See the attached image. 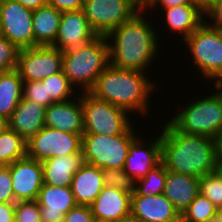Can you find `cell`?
Wrapping results in <instances>:
<instances>
[{
  "label": "cell",
  "mask_w": 222,
  "mask_h": 222,
  "mask_svg": "<svg viewBox=\"0 0 222 222\" xmlns=\"http://www.w3.org/2000/svg\"><path fill=\"white\" fill-rule=\"evenodd\" d=\"M144 9L122 23L105 37L109 47V63L115 68L148 73L153 60L159 58L158 30L147 19ZM146 16V17H145ZM150 66V67H149Z\"/></svg>",
  "instance_id": "obj_1"
},
{
  "label": "cell",
  "mask_w": 222,
  "mask_h": 222,
  "mask_svg": "<svg viewBox=\"0 0 222 222\" xmlns=\"http://www.w3.org/2000/svg\"><path fill=\"white\" fill-rule=\"evenodd\" d=\"M161 128V162L166 170L198 178L218 170L212 138L180 132L168 120Z\"/></svg>",
  "instance_id": "obj_2"
},
{
  "label": "cell",
  "mask_w": 222,
  "mask_h": 222,
  "mask_svg": "<svg viewBox=\"0 0 222 222\" xmlns=\"http://www.w3.org/2000/svg\"><path fill=\"white\" fill-rule=\"evenodd\" d=\"M147 74L136 70L115 68L109 64L97 77L89 93L130 114L137 113L146 118L151 112L150 96L157 89V82Z\"/></svg>",
  "instance_id": "obj_3"
},
{
  "label": "cell",
  "mask_w": 222,
  "mask_h": 222,
  "mask_svg": "<svg viewBox=\"0 0 222 222\" xmlns=\"http://www.w3.org/2000/svg\"><path fill=\"white\" fill-rule=\"evenodd\" d=\"M109 64L105 36H97L82 47L63 51L62 71L76 91L78 87L81 92H89Z\"/></svg>",
  "instance_id": "obj_4"
},
{
  "label": "cell",
  "mask_w": 222,
  "mask_h": 222,
  "mask_svg": "<svg viewBox=\"0 0 222 222\" xmlns=\"http://www.w3.org/2000/svg\"><path fill=\"white\" fill-rule=\"evenodd\" d=\"M197 97L168 120L178 131L214 138L222 129V98L214 91Z\"/></svg>",
  "instance_id": "obj_5"
},
{
  "label": "cell",
  "mask_w": 222,
  "mask_h": 222,
  "mask_svg": "<svg viewBox=\"0 0 222 222\" xmlns=\"http://www.w3.org/2000/svg\"><path fill=\"white\" fill-rule=\"evenodd\" d=\"M132 124L123 134L114 136L84 133L81 151L84 163L98 168L123 169L130 144L138 137Z\"/></svg>",
  "instance_id": "obj_6"
},
{
  "label": "cell",
  "mask_w": 222,
  "mask_h": 222,
  "mask_svg": "<svg viewBox=\"0 0 222 222\" xmlns=\"http://www.w3.org/2000/svg\"><path fill=\"white\" fill-rule=\"evenodd\" d=\"M183 43L190 52L193 66L197 73H202L204 80L213 82L222 74V29L204 21Z\"/></svg>",
  "instance_id": "obj_7"
},
{
  "label": "cell",
  "mask_w": 222,
  "mask_h": 222,
  "mask_svg": "<svg viewBox=\"0 0 222 222\" xmlns=\"http://www.w3.org/2000/svg\"><path fill=\"white\" fill-rule=\"evenodd\" d=\"M81 105L84 133L114 136L123 134L133 124L128 111L100 100L89 92H81Z\"/></svg>",
  "instance_id": "obj_8"
},
{
  "label": "cell",
  "mask_w": 222,
  "mask_h": 222,
  "mask_svg": "<svg viewBox=\"0 0 222 222\" xmlns=\"http://www.w3.org/2000/svg\"><path fill=\"white\" fill-rule=\"evenodd\" d=\"M143 9L139 0H83V12L97 36H106Z\"/></svg>",
  "instance_id": "obj_9"
},
{
  "label": "cell",
  "mask_w": 222,
  "mask_h": 222,
  "mask_svg": "<svg viewBox=\"0 0 222 222\" xmlns=\"http://www.w3.org/2000/svg\"><path fill=\"white\" fill-rule=\"evenodd\" d=\"M82 136L45 126L26 141L27 157L38 162L82 153Z\"/></svg>",
  "instance_id": "obj_10"
},
{
  "label": "cell",
  "mask_w": 222,
  "mask_h": 222,
  "mask_svg": "<svg viewBox=\"0 0 222 222\" xmlns=\"http://www.w3.org/2000/svg\"><path fill=\"white\" fill-rule=\"evenodd\" d=\"M63 51L52 46L20 49L16 70L23 81H42L62 71Z\"/></svg>",
  "instance_id": "obj_11"
},
{
  "label": "cell",
  "mask_w": 222,
  "mask_h": 222,
  "mask_svg": "<svg viewBox=\"0 0 222 222\" xmlns=\"http://www.w3.org/2000/svg\"><path fill=\"white\" fill-rule=\"evenodd\" d=\"M33 11L14 0H0V35L17 48L34 47Z\"/></svg>",
  "instance_id": "obj_12"
},
{
  "label": "cell",
  "mask_w": 222,
  "mask_h": 222,
  "mask_svg": "<svg viewBox=\"0 0 222 222\" xmlns=\"http://www.w3.org/2000/svg\"><path fill=\"white\" fill-rule=\"evenodd\" d=\"M11 172L14 203L37 200L44 184L42 162L28 158L16 160L8 165Z\"/></svg>",
  "instance_id": "obj_13"
},
{
  "label": "cell",
  "mask_w": 222,
  "mask_h": 222,
  "mask_svg": "<svg viewBox=\"0 0 222 222\" xmlns=\"http://www.w3.org/2000/svg\"><path fill=\"white\" fill-rule=\"evenodd\" d=\"M97 37L91 29L83 10L62 12L58 34L51 45L61 51L82 47Z\"/></svg>",
  "instance_id": "obj_14"
},
{
  "label": "cell",
  "mask_w": 222,
  "mask_h": 222,
  "mask_svg": "<svg viewBox=\"0 0 222 222\" xmlns=\"http://www.w3.org/2000/svg\"><path fill=\"white\" fill-rule=\"evenodd\" d=\"M139 135L129 146L123 170L135 180L143 178L161 162V135L147 142Z\"/></svg>",
  "instance_id": "obj_15"
},
{
  "label": "cell",
  "mask_w": 222,
  "mask_h": 222,
  "mask_svg": "<svg viewBox=\"0 0 222 222\" xmlns=\"http://www.w3.org/2000/svg\"><path fill=\"white\" fill-rule=\"evenodd\" d=\"M45 126L82 136L84 134V119L81 92L73 99L55 102L47 107L45 109Z\"/></svg>",
  "instance_id": "obj_16"
},
{
  "label": "cell",
  "mask_w": 222,
  "mask_h": 222,
  "mask_svg": "<svg viewBox=\"0 0 222 222\" xmlns=\"http://www.w3.org/2000/svg\"><path fill=\"white\" fill-rule=\"evenodd\" d=\"M41 222H63L65 214L77 205L71 186L43 184L37 198Z\"/></svg>",
  "instance_id": "obj_17"
},
{
  "label": "cell",
  "mask_w": 222,
  "mask_h": 222,
  "mask_svg": "<svg viewBox=\"0 0 222 222\" xmlns=\"http://www.w3.org/2000/svg\"><path fill=\"white\" fill-rule=\"evenodd\" d=\"M96 222H114L130 216L131 195L113 187L104 186L90 205Z\"/></svg>",
  "instance_id": "obj_18"
},
{
  "label": "cell",
  "mask_w": 222,
  "mask_h": 222,
  "mask_svg": "<svg viewBox=\"0 0 222 222\" xmlns=\"http://www.w3.org/2000/svg\"><path fill=\"white\" fill-rule=\"evenodd\" d=\"M130 215L138 222H166L182 218L163 194L131 196Z\"/></svg>",
  "instance_id": "obj_19"
},
{
  "label": "cell",
  "mask_w": 222,
  "mask_h": 222,
  "mask_svg": "<svg viewBox=\"0 0 222 222\" xmlns=\"http://www.w3.org/2000/svg\"><path fill=\"white\" fill-rule=\"evenodd\" d=\"M46 107L22 98L7 120V126L28 141L45 127Z\"/></svg>",
  "instance_id": "obj_20"
},
{
  "label": "cell",
  "mask_w": 222,
  "mask_h": 222,
  "mask_svg": "<svg viewBox=\"0 0 222 222\" xmlns=\"http://www.w3.org/2000/svg\"><path fill=\"white\" fill-rule=\"evenodd\" d=\"M198 177L166 170L163 195L174 205L179 215L187 210L189 204L199 194Z\"/></svg>",
  "instance_id": "obj_21"
},
{
  "label": "cell",
  "mask_w": 222,
  "mask_h": 222,
  "mask_svg": "<svg viewBox=\"0 0 222 222\" xmlns=\"http://www.w3.org/2000/svg\"><path fill=\"white\" fill-rule=\"evenodd\" d=\"M104 184L102 168L84 163L73 175L71 189L77 205L90 206L101 193Z\"/></svg>",
  "instance_id": "obj_22"
},
{
  "label": "cell",
  "mask_w": 222,
  "mask_h": 222,
  "mask_svg": "<svg viewBox=\"0 0 222 222\" xmlns=\"http://www.w3.org/2000/svg\"><path fill=\"white\" fill-rule=\"evenodd\" d=\"M84 164L83 154L75 153L53 157L42 162L44 184L69 187L73 175Z\"/></svg>",
  "instance_id": "obj_23"
},
{
  "label": "cell",
  "mask_w": 222,
  "mask_h": 222,
  "mask_svg": "<svg viewBox=\"0 0 222 222\" xmlns=\"http://www.w3.org/2000/svg\"><path fill=\"white\" fill-rule=\"evenodd\" d=\"M164 19L167 25L166 30L169 32L179 34L182 36L181 40L184 41L189 37L204 21V12L194 4H183L163 9ZM181 35V36H180Z\"/></svg>",
  "instance_id": "obj_24"
},
{
  "label": "cell",
  "mask_w": 222,
  "mask_h": 222,
  "mask_svg": "<svg viewBox=\"0 0 222 222\" xmlns=\"http://www.w3.org/2000/svg\"><path fill=\"white\" fill-rule=\"evenodd\" d=\"M62 12L45 5L33 11L34 47L51 46L57 37Z\"/></svg>",
  "instance_id": "obj_25"
},
{
  "label": "cell",
  "mask_w": 222,
  "mask_h": 222,
  "mask_svg": "<svg viewBox=\"0 0 222 222\" xmlns=\"http://www.w3.org/2000/svg\"><path fill=\"white\" fill-rule=\"evenodd\" d=\"M23 84L16 69L0 72V117L6 121L23 98Z\"/></svg>",
  "instance_id": "obj_26"
},
{
  "label": "cell",
  "mask_w": 222,
  "mask_h": 222,
  "mask_svg": "<svg viewBox=\"0 0 222 222\" xmlns=\"http://www.w3.org/2000/svg\"><path fill=\"white\" fill-rule=\"evenodd\" d=\"M26 156V140L6 126L0 133V162L8 166Z\"/></svg>",
  "instance_id": "obj_27"
},
{
  "label": "cell",
  "mask_w": 222,
  "mask_h": 222,
  "mask_svg": "<svg viewBox=\"0 0 222 222\" xmlns=\"http://www.w3.org/2000/svg\"><path fill=\"white\" fill-rule=\"evenodd\" d=\"M166 182V167L160 162L143 178L136 180L135 193L131 196H155L163 194Z\"/></svg>",
  "instance_id": "obj_28"
},
{
  "label": "cell",
  "mask_w": 222,
  "mask_h": 222,
  "mask_svg": "<svg viewBox=\"0 0 222 222\" xmlns=\"http://www.w3.org/2000/svg\"><path fill=\"white\" fill-rule=\"evenodd\" d=\"M42 81L46 83L47 97H51L54 102L68 101L79 95V92L75 91L76 89L71 85L63 71L51 75Z\"/></svg>",
  "instance_id": "obj_29"
},
{
  "label": "cell",
  "mask_w": 222,
  "mask_h": 222,
  "mask_svg": "<svg viewBox=\"0 0 222 222\" xmlns=\"http://www.w3.org/2000/svg\"><path fill=\"white\" fill-rule=\"evenodd\" d=\"M217 207L200 193L183 213V222H203L216 218Z\"/></svg>",
  "instance_id": "obj_30"
},
{
  "label": "cell",
  "mask_w": 222,
  "mask_h": 222,
  "mask_svg": "<svg viewBox=\"0 0 222 222\" xmlns=\"http://www.w3.org/2000/svg\"><path fill=\"white\" fill-rule=\"evenodd\" d=\"M199 193L216 207L222 206V174L217 170L200 177Z\"/></svg>",
  "instance_id": "obj_31"
},
{
  "label": "cell",
  "mask_w": 222,
  "mask_h": 222,
  "mask_svg": "<svg viewBox=\"0 0 222 222\" xmlns=\"http://www.w3.org/2000/svg\"><path fill=\"white\" fill-rule=\"evenodd\" d=\"M102 174L105 186L117 188L130 195L135 193L136 180L123 169L102 168Z\"/></svg>",
  "instance_id": "obj_32"
},
{
  "label": "cell",
  "mask_w": 222,
  "mask_h": 222,
  "mask_svg": "<svg viewBox=\"0 0 222 222\" xmlns=\"http://www.w3.org/2000/svg\"><path fill=\"white\" fill-rule=\"evenodd\" d=\"M23 98L35 101L46 108L55 103L51 97H47L46 83L43 81H24Z\"/></svg>",
  "instance_id": "obj_33"
},
{
  "label": "cell",
  "mask_w": 222,
  "mask_h": 222,
  "mask_svg": "<svg viewBox=\"0 0 222 222\" xmlns=\"http://www.w3.org/2000/svg\"><path fill=\"white\" fill-rule=\"evenodd\" d=\"M14 222H41L40 206L38 201H16Z\"/></svg>",
  "instance_id": "obj_34"
},
{
  "label": "cell",
  "mask_w": 222,
  "mask_h": 222,
  "mask_svg": "<svg viewBox=\"0 0 222 222\" xmlns=\"http://www.w3.org/2000/svg\"><path fill=\"white\" fill-rule=\"evenodd\" d=\"M19 48L0 35V72L16 69Z\"/></svg>",
  "instance_id": "obj_35"
},
{
  "label": "cell",
  "mask_w": 222,
  "mask_h": 222,
  "mask_svg": "<svg viewBox=\"0 0 222 222\" xmlns=\"http://www.w3.org/2000/svg\"><path fill=\"white\" fill-rule=\"evenodd\" d=\"M0 203H14L12 178L9 166L0 168Z\"/></svg>",
  "instance_id": "obj_36"
},
{
  "label": "cell",
  "mask_w": 222,
  "mask_h": 222,
  "mask_svg": "<svg viewBox=\"0 0 222 222\" xmlns=\"http://www.w3.org/2000/svg\"><path fill=\"white\" fill-rule=\"evenodd\" d=\"M63 222H96L90 206L76 205L64 216Z\"/></svg>",
  "instance_id": "obj_37"
},
{
  "label": "cell",
  "mask_w": 222,
  "mask_h": 222,
  "mask_svg": "<svg viewBox=\"0 0 222 222\" xmlns=\"http://www.w3.org/2000/svg\"><path fill=\"white\" fill-rule=\"evenodd\" d=\"M205 22L214 28L222 29V0H218L205 13ZM210 19L208 21V18Z\"/></svg>",
  "instance_id": "obj_38"
},
{
  "label": "cell",
  "mask_w": 222,
  "mask_h": 222,
  "mask_svg": "<svg viewBox=\"0 0 222 222\" xmlns=\"http://www.w3.org/2000/svg\"><path fill=\"white\" fill-rule=\"evenodd\" d=\"M183 4H191V3H189L187 0H145V2L143 3V9L146 11L153 12V9L156 10L159 7H160L159 10H163L166 8L180 6Z\"/></svg>",
  "instance_id": "obj_39"
},
{
  "label": "cell",
  "mask_w": 222,
  "mask_h": 222,
  "mask_svg": "<svg viewBox=\"0 0 222 222\" xmlns=\"http://www.w3.org/2000/svg\"><path fill=\"white\" fill-rule=\"evenodd\" d=\"M47 5L55 7L57 10L77 11L83 8V0H46Z\"/></svg>",
  "instance_id": "obj_40"
},
{
  "label": "cell",
  "mask_w": 222,
  "mask_h": 222,
  "mask_svg": "<svg viewBox=\"0 0 222 222\" xmlns=\"http://www.w3.org/2000/svg\"><path fill=\"white\" fill-rule=\"evenodd\" d=\"M15 203H0V222H14Z\"/></svg>",
  "instance_id": "obj_41"
},
{
  "label": "cell",
  "mask_w": 222,
  "mask_h": 222,
  "mask_svg": "<svg viewBox=\"0 0 222 222\" xmlns=\"http://www.w3.org/2000/svg\"><path fill=\"white\" fill-rule=\"evenodd\" d=\"M215 145V156L217 165H222V129L217 133V135L213 138Z\"/></svg>",
  "instance_id": "obj_42"
},
{
  "label": "cell",
  "mask_w": 222,
  "mask_h": 222,
  "mask_svg": "<svg viewBox=\"0 0 222 222\" xmlns=\"http://www.w3.org/2000/svg\"><path fill=\"white\" fill-rule=\"evenodd\" d=\"M32 11L47 5L46 0H14Z\"/></svg>",
  "instance_id": "obj_43"
},
{
  "label": "cell",
  "mask_w": 222,
  "mask_h": 222,
  "mask_svg": "<svg viewBox=\"0 0 222 222\" xmlns=\"http://www.w3.org/2000/svg\"><path fill=\"white\" fill-rule=\"evenodd\" d=\"M211 83H214L216 93L222 98V74L218 75Z\"/></svg>",
  "instance_id": "obj_44"
},
{
  "label": "cell",
  "mask_w": 222,
  "mask_h": 222,
  "mask_svg": "<svg viewBox=\"0 0 222 222\" xmlns=\"http://www.w3.org/2000/svg\"><path fill=\"white\" fill-rule=\"evenodd\" d=\"M218 0H202V11L205 13L211 8Z\"/></svg>",
  "instance_id": "obj_45"
},
{
  "label": "cell",
  "mask_w": 222,
  "mask_h": 222,
  "mask_svg": "<svg viewBox=\"0 0 222 222\" xmlns=\"http://www.w3.org/2000/svg\"><path fill=\"white\" fill-rule=\"evenodd\" d=\"M114 222H138L133 216H128L122 219H119L118 221H114Z\"/></svg>",
  "instance_id": "obj_46"
},
{
  "label": "cell",
  "mask_w": 222,
  "mask_h": 222,
  "mask_svg": "<svg viewBox=\"0 0 222 222\" xmlns=\"http://www.w3.org/2000/svg\"><path fill=\"white\" fill-rule=\"evenodd\" d=\"M216 220L217 222H222V206L217 207Z\"/></svg>",
  "instance_id": "obj_47"
},
{
  "label": "cell",
  "mask_w": 222,
  "mask_h": 222,
  "mask_svg": "<svg viewBox=\"0 0 222 222\" xmlns=\"http://www.w3.org/2000/svg\"><path fill=\"white\" fill-rule=\"evenodd\" d=\"M7 126V121L0 117V133L6 128Z\"/></svg>",
  "instance_id": "obj_48"
},
{
  "label": "cell",
  "mask_w": 222,
  "mask_h": 222,
  "mask_svg": "<svg viewBox=\"0 0 222 222\" xmlns=\"http://www.w3.org/2000/svg\"><path fill=\"white\" fill-rule=\"evenodd\" d=\"M189 3L198 6L202 10V0H187Z\"/></svg>",
  "instance_id": "obj_49"
},
{
  "label": "cell",
  "mask_w": 222,
  "mask_h": 222,
  "mask_svg": "<svg viewBox=\"0 0 222 222\" xmlns=\"http://www.w3.org/2000/svg\"><path fill=\"white\" fill-rule=\"evenodd\" d=\"M166 222H183V219L182 218H175V219H172V220H169Z\"/></svg>",
  "instance_id": "obj_50"
},
{
  "label": "cell",
  "mask_w": 222,
  "mask_h": 222,
  "mask_svg": "<svg viewBox=\"0 0 222 222\" xmlns=\"http://www.w3.org/2000/svg\"><path fill=\"white\" fill-rule=\"evenodd\" d=\"M203 222H217L216 218L208 220V221H203Z\"/></svg>",
  "instance_id": "obj_51"
},
{
  "label": "cell",
  "mask_w": 222,
  "mask_h": 222,
  "mask_svg": "<svg viewBox=\"0 0 222 222\" xmlns=\"http://www.w3.org/2000/svg\"><path fill=\"white\" fill-rule=\"evenodd\" d=\"M218 171L222 174V165L218 166Z\"/></svg>",
  "instance_id": "obj_52"
}]
</instances>
